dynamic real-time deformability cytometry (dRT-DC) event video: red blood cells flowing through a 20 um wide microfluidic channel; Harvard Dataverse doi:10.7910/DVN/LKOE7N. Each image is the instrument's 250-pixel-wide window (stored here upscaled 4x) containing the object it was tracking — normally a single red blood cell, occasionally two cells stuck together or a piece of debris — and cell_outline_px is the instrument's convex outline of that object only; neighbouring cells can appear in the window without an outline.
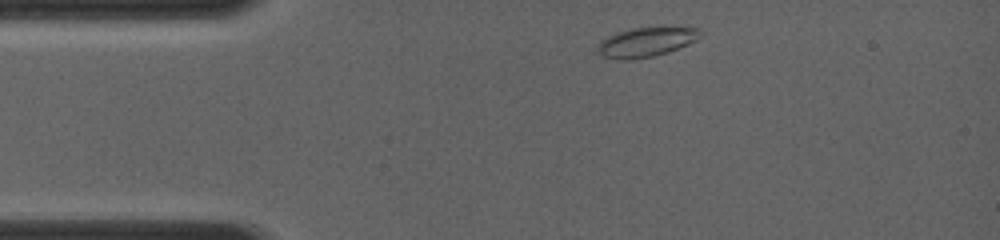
{"species": "common noctule bat (a hibernating species)", "species_latin": "Nyctalus noctula", "temperature_condition": "room temperature", "stored_images_in_passage": 8, "camera_frame_rate_fps": 4000, "um_per_image_px": 0.085, "animal": {"sex": "female", "body_mass_g": 19.0, "forearm_length_mm": 56.7}, "frame": {"image": 1, "passage_image": 1, "time_ms": 0.0, "image_size_px": [1000, 240], "cell_outline_px": [[704, 36], [688, 44], [668, 52], [652, 56], [632, 60], [616, 60], [604, 56], [596, 52], [596, 48], [600, 40], [616, 32], [632, 28], [700, 28], [704, 32]], "centroid_in_image_um": [54.91, 3.59], "position_along_channel_um": 30.1, "area_um2": 17.74}}
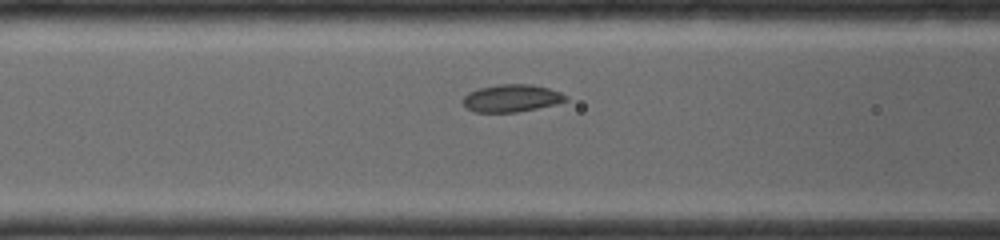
{"frame": {"image": 2, "passage_image": 6, "time_ms": 3.0, "image_size_px": [1000, 240], "cell_outline_px": [[568, 100], [556, 104], [516, 112], [476, 112], [468, 108], [460, 100], [468, 92], [480, 88], [500, 84], [528, 84], [548, 88], [560, 92], [568, 96]], "centroid_in_image_um": [43.48, 8.34], "position_along_channel_um": 123.1, "area_um2": 16.36}}
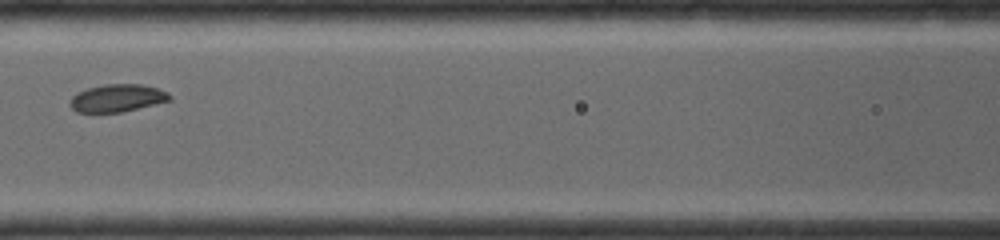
{"frame": {"image": 3, "passage_image": 7, "time_ms": 3.75, "image_size_px": [1000, 240], "cell_outline_px": [[172, 100], [120, 112], [76, 112], [68, 104], [72, 96], [76, 92], [88, 88], [104, 84], [140, 84], [156, 88], [168, 92], [172, 96]], "centroid_in_image_um": [9.95, 8.33], "position_along_channel_um": 156.7, "area_um2": 16.01}}